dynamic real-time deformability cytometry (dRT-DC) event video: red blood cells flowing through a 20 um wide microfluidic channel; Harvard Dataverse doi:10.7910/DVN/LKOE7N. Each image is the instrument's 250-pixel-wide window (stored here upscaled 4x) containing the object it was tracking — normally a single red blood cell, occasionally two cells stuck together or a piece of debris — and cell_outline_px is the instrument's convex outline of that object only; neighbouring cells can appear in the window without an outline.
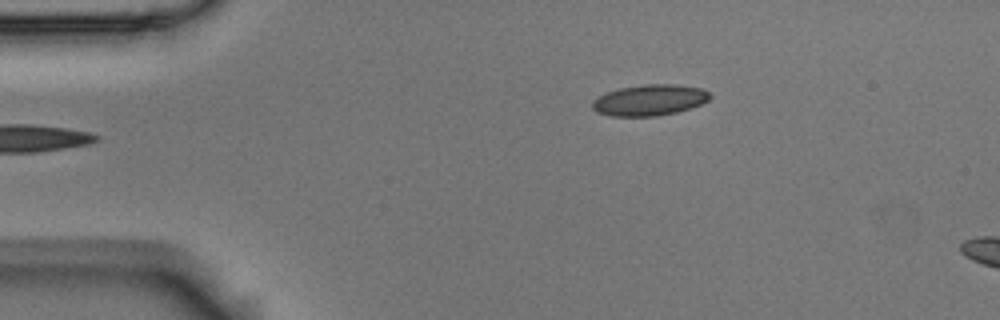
{"species": "Egyptian fruit bat (a non-hibernating species)", "species_latin": "Rousettus aegyptiacus", "temperature_condition": "room temperature", "stored_images_in_passage": 3, "camera_frame_rate_fps": 3000, "um_per_image_px": 0.085, "animal": {"sex": "male"}, "frame": {"image": 1, "passage_image": 3, "time_ms": 0.667, "image_size_px": [1000, 320], "cell_outline_px": [[712, 96], [708, 100], [700, 104], [676, 112], [656, 116], [612, 116], [596, 112], [592, 108], [592, 100], [608, 92], [620, 88], [644, 84], [676, 84], [700, 88], [708, 92]], "centroid_in_image_um": [55.2, 8.5], "position_along_channel_um": 29.8, "area_um2": 21.1}}